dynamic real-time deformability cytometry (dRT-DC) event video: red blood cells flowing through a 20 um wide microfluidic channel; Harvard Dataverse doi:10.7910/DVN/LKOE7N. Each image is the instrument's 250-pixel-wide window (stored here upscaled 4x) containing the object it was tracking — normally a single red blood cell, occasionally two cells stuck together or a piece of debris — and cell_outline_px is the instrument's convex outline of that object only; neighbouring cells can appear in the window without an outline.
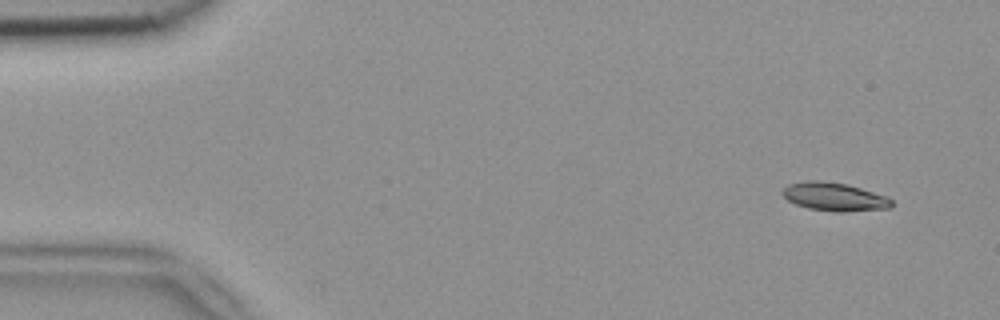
{"species": "common noctule bat (a hibernating species)", "species_latin": "Nyctalus noctula", "temperature_condition": "room temperature", "stored_images_in_passage": 4, "camera_frame_rate_fps": 3000, "um_per_image_px": 0.085, "animal": {"sex": "female", "body_mass_g": 18.4}, "frame": {"image": 1, "passage_image": 1, "time_ms": 0.0, "image_size_px": [1000, 320], "cell_outline_px": [[892, 208], [844, 212], [836, 212], [808, 208], [796, 204], [788, 200], [780, 192], [788, 184], [808, 180], [820, 180], [848, 184], [888, 196], [892, 200]], "centroid_in_image_um": [70.94, 16.72], "position_along_channel_um": 14.1, "area_um2": 18.21}}